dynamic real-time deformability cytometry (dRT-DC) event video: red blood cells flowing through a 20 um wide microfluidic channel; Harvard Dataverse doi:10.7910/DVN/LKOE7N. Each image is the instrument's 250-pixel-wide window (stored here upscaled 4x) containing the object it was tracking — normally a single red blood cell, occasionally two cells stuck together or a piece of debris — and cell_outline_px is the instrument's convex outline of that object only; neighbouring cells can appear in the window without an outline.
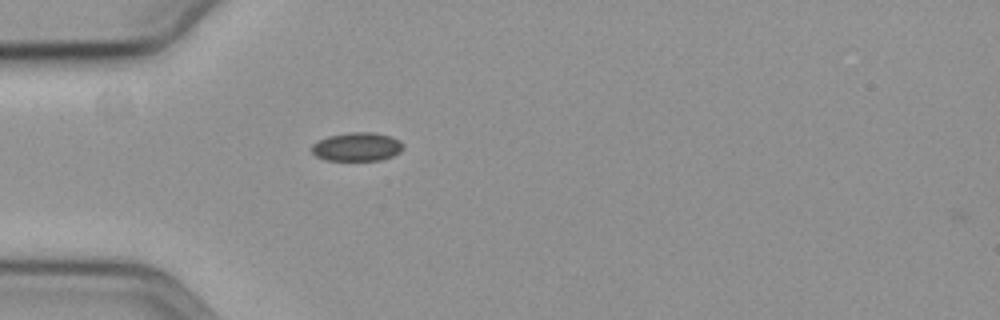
{"species": "common noctule bat (a hibernating species)", "species_latin": "Nyctalus noctula", "temperature_condition": "cold", "stored_images_in_passage": 35, "camera_frame_rate_fps": 3000, "um_per_image_px": 0.085, "animal": {"sex": "female", "body_mass_g": 19.3, "forearm_length_mm": 54.1}, "frame": {"image": 1, "passage_image": 2, "time_ms": 0.333, "image_size_px": [1000, 320], "cell_outline_px": [[404, 148], [400, 152], [392, 156], [380, 160], [324, 160], [316, 156], [312, 152], [312, 144], [328, 136], [352, 132], [372, 132], [388, 136], [400, 140], [404, 144]], "centroid_in_image_um": [30.36, 12.48], "position_along_channel_um": 54.6, "area_um2": 15.2}}
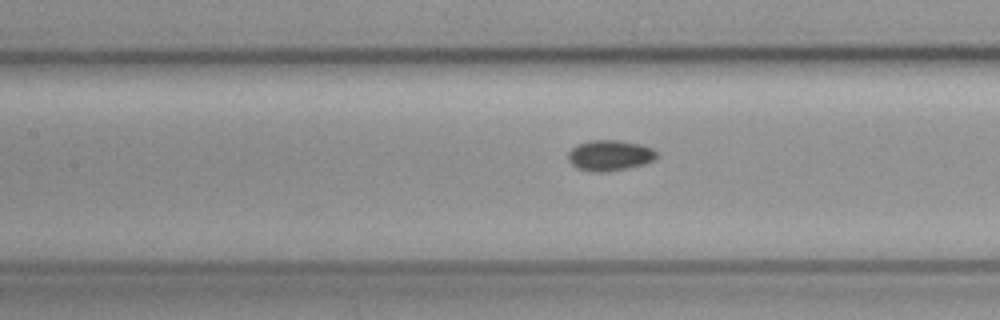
{"frame": {"image": 2, "passage_image": 11, "time_ms": 3.333, "image_size_px": [1000, 320], "cell_outline_px": [[656, 156], [652, 160], [644, 164], [608, 172], [596, 172], [576, 168], [568, 160], [568, 152], [572, 148], [580, 144], [592, 140], [620, 140], [640, 144], [652, 148], [656, 152]], "centroid_in_image_um": [51.81, 13.21], "position_along_channel_um": 155.6, "area_um2": 15.66}}
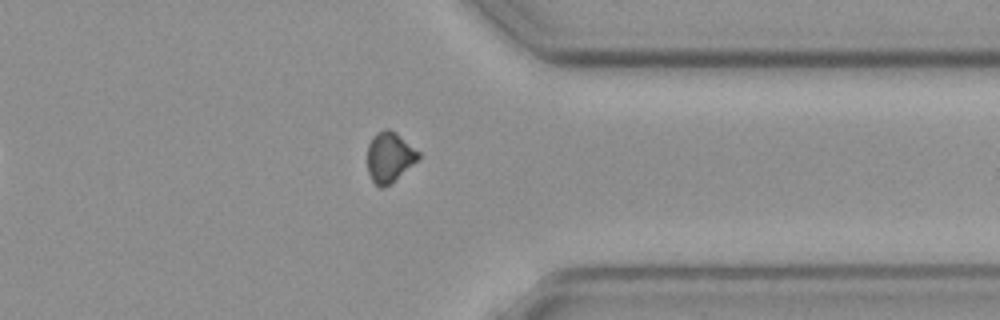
{"frame": {"image": 3, "passage_image": 30, "time_ms": 9.667, "image_size_px": [1000, 320], "cell_outline_px": [[420, 156], [412, 164], [384, 188], [380, 188], [372, 180], [368, 172], [368, 144], [372, 136], [376, 132], [384, 128], [388, 128], [396, 132], [420, 152]], "centroid_in_image_um": [33.08, 13.31], "position_along_channel_um": 378.3, "area_um2": 14.74}, "authors_computed_cell_mechanics": {"area_um2": 15.2014, "velocity_mm_per_s": 3.6211, "shape_relaxation_time_tau1_ms": null, "shape_relaxation_time_tau2_ms": 10.9717, "deformation_change_tau1": null, "deformation_change_tau2": 0.1166}}